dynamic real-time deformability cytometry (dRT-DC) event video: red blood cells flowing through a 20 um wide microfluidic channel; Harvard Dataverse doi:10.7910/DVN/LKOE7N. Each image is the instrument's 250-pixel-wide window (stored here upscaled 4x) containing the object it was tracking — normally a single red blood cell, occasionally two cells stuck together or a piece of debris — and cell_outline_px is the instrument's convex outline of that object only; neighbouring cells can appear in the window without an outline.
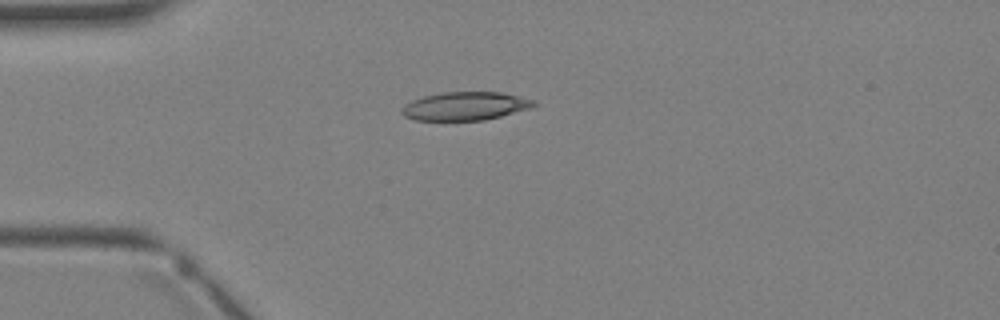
{"species": "Egyptian fruit bat (a non-hibernating species)", "species_latin": "Rousettus aegyptiacus", "temperature_condition": "warm", "stored_images_in_passage": 1, "camera_frame_rate_fps": 3000, "um_per_image_px": 0.085, "animal": {"sex": "female"}, "frame": {"image": 1, "passage_image": 1, "time_ms": 0.0, "image_size_px": [1000, 320], "cell_outline_px": [[536, 104], [532, 108], [484, 120], [412, 120], [404, 116], [400, 112], [400, 108], [404, 104], [412, 100], [424, 96], [440, 92], [500, 92], [532, 100]], "centroid_in_image_um": [39.47, 9.02], "position_along_channel_um": 45.5, "area_um2": 21.79}}